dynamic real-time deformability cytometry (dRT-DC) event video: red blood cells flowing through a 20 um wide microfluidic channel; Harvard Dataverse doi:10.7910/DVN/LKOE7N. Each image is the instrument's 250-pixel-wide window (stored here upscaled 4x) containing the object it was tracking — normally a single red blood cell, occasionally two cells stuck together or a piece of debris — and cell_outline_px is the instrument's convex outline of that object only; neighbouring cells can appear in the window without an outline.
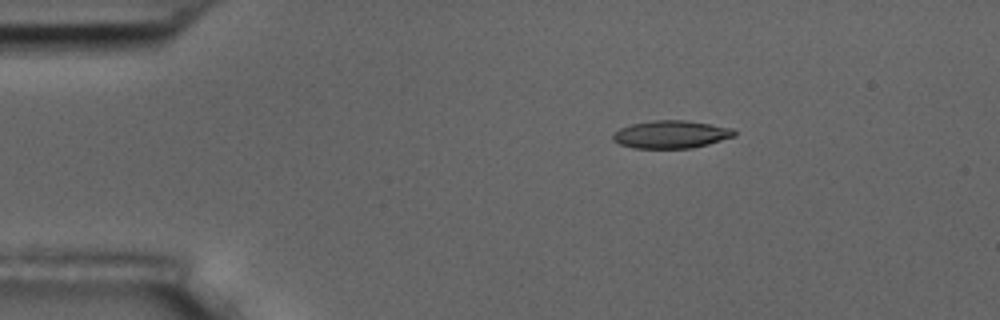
{"species": "common noctule bat (a hibernating species)", "species_latin": "Nyctalus noctula", "temperature_condition": "room temperature", "stored_images_in_passage": 5, "camera_frame_rate_fps": 3000, "um_per_image_px": 0.085, "animal": {"sex": "male", "body_mass_g": 17.5, "forearm_length_mm": 52.3}, "frame": {"image": 1, "passage_image": 3, "time_ms": 2.333, "image_size_px": [1000, 320], "cell_outline_px": [[736, 136], [708, 144], [692, 148], [632, 148], [620, 144], [612, 140], [612, 136], [620, 128], [632, 124], [652, 120], [684, 120], [732, 128], [736, 132]], "centroid_in_image_um": [57.03, 11.43], "position_along_channel_um": 28.0, "area_um2": 19.54}}
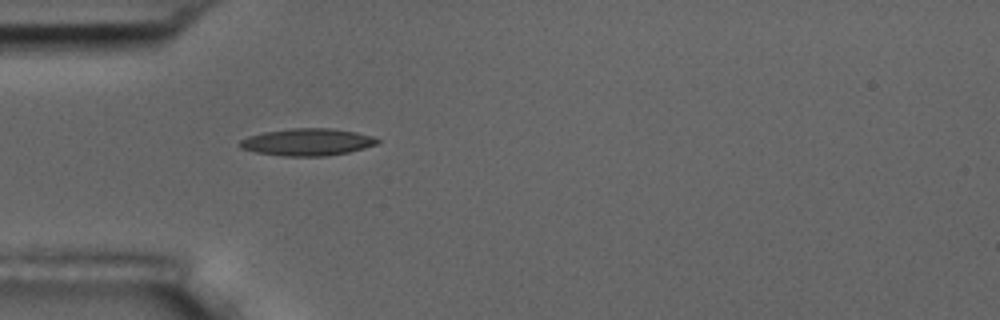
{"frame": {"image": 2, "passage_image": 5, "time_ms": 4.667, "image_size_px": [1000, 320], "cell_outline_px": [[380, 140], [376, 144], [364, 148], [348, 152], [324, 156], [284, 156], [256, 152], [240, 148], [236, 144], [240, 140], [248, 136], [264, 132], [292, 128], [328, 128], [356, 132], [372, 136]], "centroid_in_image_um": [26.08, 12.07], "position_along_channel_um": 58.9, "area_um2": 21.68}}